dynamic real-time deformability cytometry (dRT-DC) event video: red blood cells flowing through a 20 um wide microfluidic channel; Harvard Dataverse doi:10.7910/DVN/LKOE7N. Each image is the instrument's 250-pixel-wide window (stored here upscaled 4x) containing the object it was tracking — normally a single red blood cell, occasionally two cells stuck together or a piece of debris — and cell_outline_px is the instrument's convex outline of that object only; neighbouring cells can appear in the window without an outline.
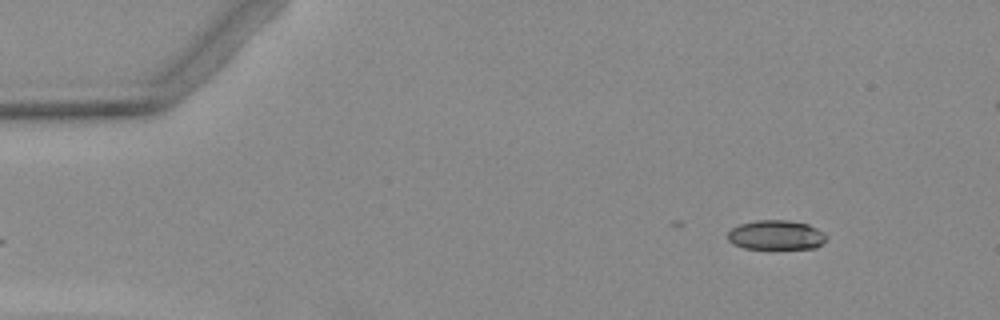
{"species": "Egyptian fruit bat (a non-hibernating species)", "species_latin": "Rousettus aegyptiacus", "temperature_condition": "warm", "stored_images_in_passage": 4, "camera_frame_rate_fps": 3000, "um_per_image_px": 0.085, "animal": {"sex": "female"}, "frame": {"image": 1, "passage_image": 1, "time_ms": 0.0, "image_size_px": [1000, 320], "cell_outline_px": [[828, 236], [816, 248], [744, 248], [732, 244], [728, 240], [728, 232], [732, 228], [740, 224], [756, 220], [788, 220], [808, 224], [824, 232]], "centroid_in_image_um": [65.96, 19.97], "position_along_channel_um": 19.0, "area_um2": 16.88}}
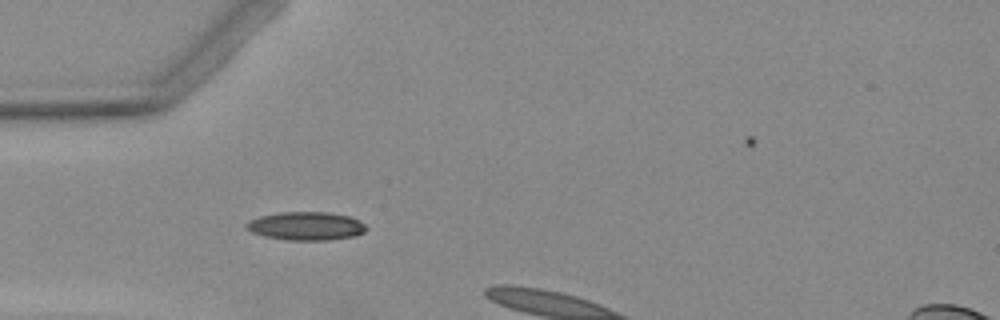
{"frame": {"image": 2, "passage_image": 3, "time_ms": 3.333, "image_size_px": [1000, 320], "cell_outline_px": [[368, 228], [364, 232], [356, 236], [328, 240], [288, 240], [264, 236], [252, 232], [244, 228], [244, 224], [260, 216], [280, 212], [328, 212], [352, 216], [364, 224]], "centroid_in_image_um": [26.04, 19.21], "position_along_channel_um": 59.0, "area_um2": 19.94}}